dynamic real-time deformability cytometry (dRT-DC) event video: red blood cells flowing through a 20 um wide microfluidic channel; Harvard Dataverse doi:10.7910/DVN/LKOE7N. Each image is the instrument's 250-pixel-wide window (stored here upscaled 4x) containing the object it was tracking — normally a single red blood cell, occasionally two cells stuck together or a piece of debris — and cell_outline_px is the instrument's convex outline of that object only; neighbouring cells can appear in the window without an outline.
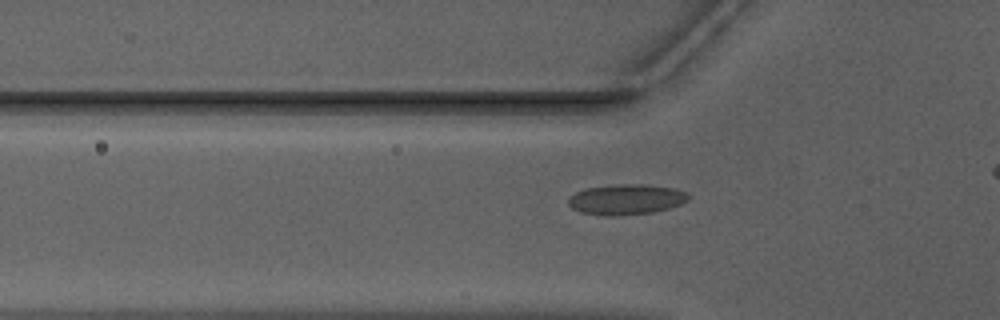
{"species": "Egyptian fruit bat (a non-hibernating species)", "species_latin": "Rousettus aegyptiacus", "temperature_condition": "warm", "stored_images_in_passage": 31, "camera_frame_rate_fps": 3000, "um_per_image_px": 0.085, "animal": {"sex": "male"}, "frame": {"image": 1, "passage_image": 7, "time_ms": 2.0, "image_size_px": [1000, 320], "cell_outline_px": [[688, 200], [680, 204], [668, 208], [652, 212], [608, 216], [604, 216], [580, 212], [572, 208], [568, 204], [568, 200], [576, 192], [588, 188], [612, 184], [644, 184], [672, 188], [688, 192]], "centroid_in_image_um": [53.21, 16.94], "position_along_channel_um": 72.6, "area_um2": 21.1}}
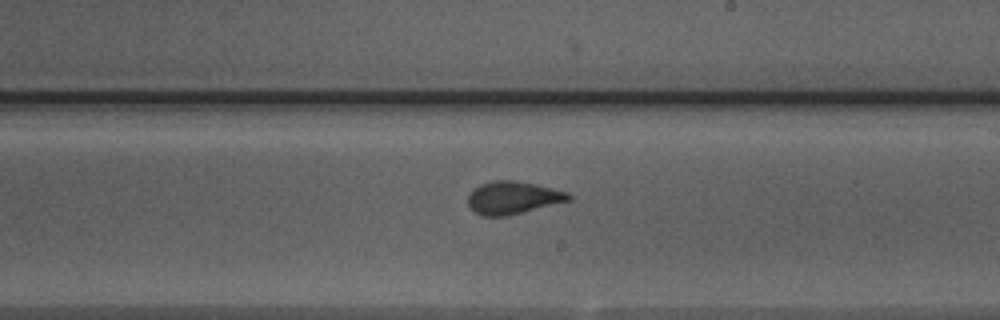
{"frame": {"image": 2, "passage_image": 20, "time_ms": 6.333, "image_size_px": [1000, 320], "cell_outline_px": [[572, 200], [508, 216], [480, 216], [468, 204], [468, 196], [472, 188], [480, 184], [492, 180], [512, 180], [536, 184], [568, 192], [572, 196]], "centroid_in_image_um": [43.6, 16.8], "position_along_channel_um": 245.4, "area_um2": 19.36}}
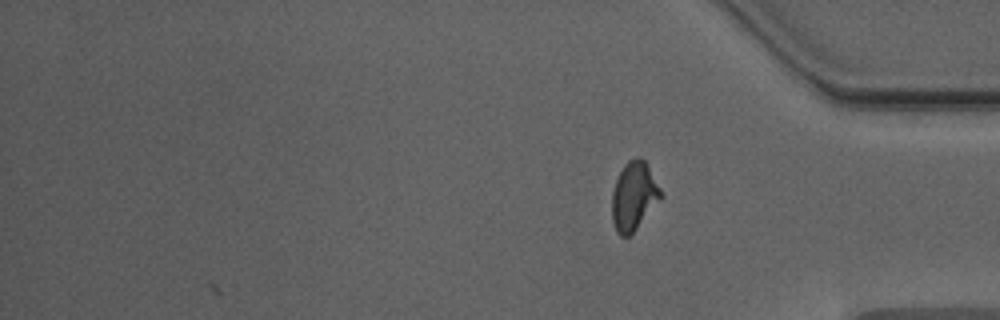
{"frame": {"image": 3, "passage_image": 31, "time_ms": 10.0, "image_size_px": [1000, 320], "cell_outline_px": [[664, 196], [636, 228], [628, 236], [620, 236], [616, 232], [612, 220], [612, 192], [616, 180], [624, 164], [628, 160], [636, 156], [640, 156], [644, 160], [660, 188]], "centroid_in_image_um": [53.87, 16.66], "position_along_channel_um": 381.3, "area_um2": 19.36}, "authors_computed_cell_mechanics": {"area_um2": 19.363, "velocity_mm_per_s": 3.9846, "shape_relaxation_time_tau1_ms": null, "shape_relaxation_time_tau2_ms": 0.7668, "deformation_change_tau1": null, "deformation_change_tau2": 0.078}}